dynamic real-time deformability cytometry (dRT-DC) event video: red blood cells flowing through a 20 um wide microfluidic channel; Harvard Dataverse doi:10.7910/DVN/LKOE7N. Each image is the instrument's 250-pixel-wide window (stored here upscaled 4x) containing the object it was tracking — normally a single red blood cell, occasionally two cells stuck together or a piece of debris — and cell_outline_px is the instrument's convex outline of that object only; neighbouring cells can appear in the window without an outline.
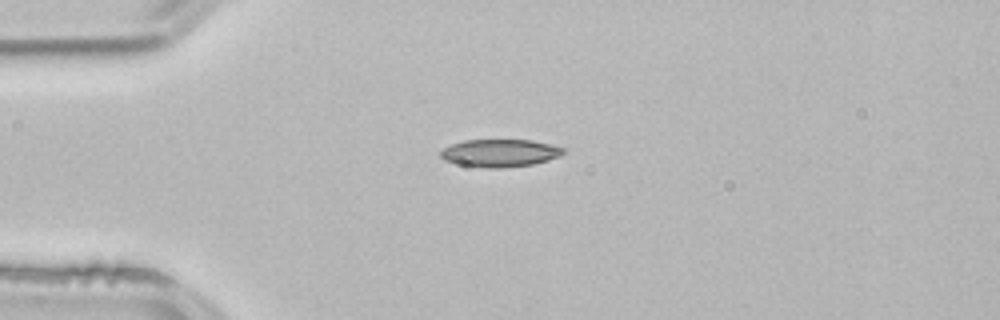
{"species": "common noctule bat (a hibernating species)", "species_latin": "Nyctalus noctula", "temperature_condition": "room temperature", "stored_images_in_passage": 1, "camera_frame_rate_fps": 3000, "um_per_image_px": 0.085, "animal": {"sex": "male", "body_mass_g": 21.5, "forearm_length_mm": 52.0}, "frame": {"image": 1, "passage_image": 1, "time_ms": 0.0, "image_size_px": [1000, 320], "cell_outline_px": [[564, 152], [560, 156], [548, 160], [532, 164], [500, 168], [488, 168], [460, 164], [444, 160], [440, 156], [440, 152], [444, 148], [452, 144], [464, 140], [532, 140], [564, 148]], "centroid_in_image_um": [42.48, 13.0], "position_along_channel_um": 42.5, "area_um2": 19.54}}